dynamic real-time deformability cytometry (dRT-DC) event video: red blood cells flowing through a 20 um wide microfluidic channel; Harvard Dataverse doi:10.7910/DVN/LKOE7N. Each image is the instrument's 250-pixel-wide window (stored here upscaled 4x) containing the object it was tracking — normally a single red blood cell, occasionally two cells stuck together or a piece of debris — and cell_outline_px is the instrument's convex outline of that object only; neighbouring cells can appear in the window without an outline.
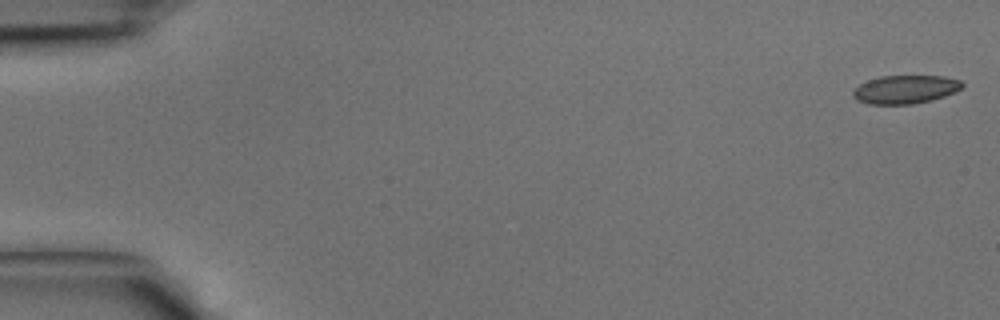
{"species": "common noctule bat (a hibernating species)", "species_latin": "Nyctalus noctula", "temperature_condition": "cold", "stored_images_in_passage": 16, "camera_frame_rate_fps": 3000, "um_per_image_px": 0.085, "animal": {"sex": "male", "body_mass_g": 15.6}, "frame": {"image": 1, "passage_image": 1, "time_ms": 0.0, "image_size_px": [1000, 320], "cell_outline_px": [[964, 84], [960, 88], [944, 96], [932, 100], [912, 104], [868, 104], [856, 100], [852, 96], [852, 92], [860, 84], [868, 80], [880, 76], [944, 76], [960, 80]], "centroid_in_image_um": [76.92, 7.6], "position_along_channel_um": 8.1, "area_um2": 17.98}}
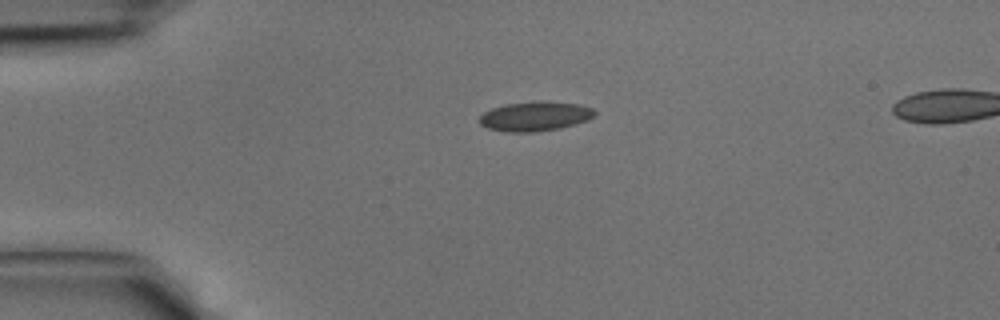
{"frame": {"image": 2, "passage_image": 10, "time_ms": 3.0, "image_size_px": [1000, 320], "cell_outline_px": [[596, 112], [588, 120], [560, 128], [532, 132], [504, 132], [488, 128], [480, 124], [480, 116], [484, 112], [492, 108], [504, 104], [540, 100], [548, 100], [580, 104], [592, 108]], "centroid_in_image_um": [45.48, 9.86], "position_along_channel_um": 39.5, "area_um2": 20.0}}